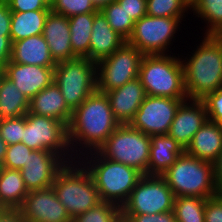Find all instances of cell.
<instances>
[{"mask_svg": "<svg viewBox=\"0 0 222 222\" xmlns=\"http://www.w3.org/2000/svg\"><path fill=\"white\" fill-rule=\"evenodd\" d=\"M29 113L54 118L67 127L72 110L66 104L61 90L53 81L29 101Z\"/></svg>", "mask_w": 222, "mask_h": 222, "instance_id": "21", "label": "cell"}, {"mask_svg": "<svg viewBox=\"0 0 222 222\" xmlns=\"http://www.w3.org/2000/svg\"><path fill=\"white\" fill-rule=\"evenodd\" d=\"M42 35L56 63L78 58L71 48L68 17L50 11L46 17Z\"/></svg>", "mask_w": 222, "mask_h": 222, "instance_id": "19", "label": "cell"}, {"mask_svg": "<svg viewBox=\"0 0 222 222\" xmlns=\"http://www.w3.org/2000/svg\"><path fill=\"white\" fill-rule=\"evenodd\" d=\"M71 222H122L121 208L101 201L90 210L72 218Z\"/></svg>", "mask_w": 222, "mask_h": 222, "instance_id": "33", "label": "cell"}, {"mask_svg": "<svg viewBox=\"0 0 222 222\" xmlns=\"http://www.w3.org/2000/svg\"><path fill=\"white\" fill-rule=\"evenodd\" d=\"M120 123L115 119L105 93L95 91L76 109L68 125V141L73 156L97 151Z\"/></svg>", "mask_w": 222, "mask_h": 222, "instance_id": "1", "label": "cell"}, {"mask_svg": "<svg viewBox=\"0 0 222 222\" xmlns=\"http://www.w3.org/2000/svg\"><path fill=\"white\" fill-rule=\"evenodd\" d=\"M195 39H200L199 43L189 45L193 50L180 57L188 99L202 100L222 87V36L200 35Z\"/></svg>", "mask_w": 222, "mask_h": 222, "instance_id": "2", "label": "cell"}, {"mask_svg": "<svg viewBox=\"0 0 222 222\" xmlns=\"http://www.w3.org/2000/svg\"><path fill=\"white\" fill-rule=\"evenodd\" d=\"M186 19L145 15L135 22L132 34L126 42L143 55L172 54V50L178 47L172 48L173 43L178 42L179 33L187 29L182 27L185 24L183 21L187 22Z\"/></svg>", "mask_w": 222, "mask_h": 222, "instance_id": "7", "label": "cell"}, {"mask_svg": "<svg viewBox=\"0 0 222 222\" xmlns=\"http://www.w3.org/2000/svg\"><path fill=\"white\" fill-rule=\"evenodd\" d=\"M12 11L7 4L0 9V34H10Z\"/></svg>", "mask_w": 222, "mask_h": 222, "instance_id": "44", "label": "cell"}, {"mask_svg": "<svg viewBox=\"0 0 222 222\" xmlns=\"http://www.w3.org/2000/svg\"><path fill=\"white\" fill-rule=\"evenodd\" d=\"M138 78L144 86L146 95L188 99L184 68L179 53L144 55Z\"/></svg>", "mask_w": 222, "mask_h": 222, "instance_id": "4", "label": "cell"}, {"mask_svg": "<svg viewBox=\"0 0 222 222\" xmlns=\"http://www.w3.org/2000/svg\"><path fill=\"white\" fill-rule=\"evenodd\" d=\"M25 128V115L0 120V135L7 145L20 143Z\"/></svg>", "mask_w": 222, "mask_h": 222, "instance_id": "36", "label": "cell"}, {"mask_svg": "<svg viewBox=\"0 0 222 222\" xmlns=\"http://www.w3.org/2000/svg\"><path fill=\"white\" fill-rule=\"evenodd\" d=\"M7 146H8L7 143L1 138V135H0V163L1 164L5 158Z\"/></svg>", "mask_w": 222, "mask_h": 222, "instance_id": "47", "label": "cell"}, {"mask_svg": "<svg viewBox=\"0 0 222 222\" xmlns=\"http://www.w3.org/2000/svg\"><path fill=\"white\" fill-rule=\"evenodd\" d=\"M190 15L195 18L194 21L199 19L203 24L199 27L201 35L222 34V0H197L190 8Z\"/></svg>", "mask_w": 222, "mask_h": 222, "instance_id": "29", "label": "cell"}, {"mask_svg": "<svg viewBox=\"0 0 222 222\" xmlns=\"http://www.w3.org/2000/svg\"><path fill=\"white\" fill-rule=\"evenodd\" d=\"M175 196L159 175H143L125 204L121 215L157 214L173 211Z\"/></svg>", "mask_w": 222, "mask_h": 222, "instance_id": "11", "label": "cell"}, {"mask_svg": "<svg viewBox=\"0 0 222 222\" xmlns=\"http://www.w3.org/2000/svg\"><path fill=\"white\" fill-rule=\"evenodd\" d=\"M54 82L73 111L97 90L96 63L88 58L58 62L54 68Z\"/></svg>", "mask_w": 222, "mask_h": 222, "instance_id": "9", "label": "cell"}, {"mask_svg": "<svg viewBox=\"0 0 222 222\" xmlns=\"http://www.w3.org/2000/svg\"><path fill=\"white\" fill-rule=\"evenodd\" d=\"M150 136L134 129L130 124H120L97 152L104 158L133 167L148 175Z\"/></svg>", "mask_w": 222, "mask_h": 222, "instance_id": "8", "label": "cell"}, {"mask_svg": "<svg viewBox=\"0 0 222 222\" xmlns=\"http://www.w3.org/2000/svg\"><path fill=\"white\" fill-rule=\"evenodd\" d=\"M147 15L154 17L188 18L190 7L184 0H147Z\"/></svg>", "mask_w": 222, "mask_h": 222, "instance_id": "32", "label": "cell"}, {"mask_svg": "<svg viewBox=\"0 0 222 222\" xmlns=\"http://www.w3.org/2000/svg\"><path fill=\"white\" fill-rule=\"evenodd\" d=\"M125 12L136 22L147 15V0H116Z\"/></svg>", "mask_w": 222, "mask_h": 222, "instance_id": "41", "label": "cell"}, {"mask_svg": "<svg viewBox=\"0 0 222 222\" xmlns=\"http://www.w3.org/2000/svg\"><path fill=\"white\" fill-rule=\"evenodd\" d=\"M45 1L51 7L56 0H45Z\"/></svg>", "mask_w": 222, "mask_h": 222, "instance_id": "50", "label": "cell"}, {"mask_svg": "<svg viewBox=\"0 0 222 222\" xmlns=\"http://www.w3.org/2000/svg\"><path fill=\"white\" fill-rule=\"evenodd\" d=\"M116 0H91L93 6L97 11H101L105 6L113 3Z\"/></svg>", "mask_w": 222, "mask_h": 222, "instance_id": "46", "label": "cell"}, {"mask_svg": "<svg viewBox=\"0 0 222 222\" xmlns=\"http://www.w3.org/2000/svg\"><path fill=\"white\" fill-rule=\"evenodd\" d=\"M29 100L3 72L0 76V120L27 114Z\"/></svg>", "mask_w": 222, "mask_h": 222, "instance_id": "25", "label": "cell"}, {"mask_svg": "<svg viewBox=\"0 0 222 222\" xmlns=\"http://www.w3.org/2000/svg\"><path fill=\"white\" fill-rule=\"evenodd\" d=\"M148 175L161 176L185 150L168 134L150 136Z\"/></svg>", "mask_w": 222, "mask_h": 222, "instance_id": "24", "label": "cell"}, {"mask_svg": "<svg viewBox=\"0 0 222 222\" xmlns=\"http://www.w3.org/2000/svg\"><path fill=\"white\" fill-rule=\"evenodd\" d=\"M184 2L191 8L197 0H184Z\"/></svg>", "mask_w": 222, "mask_h": 222, "instance_id": "48", "label": "cell"}, {"mask_svg": "<svg viewBox=\"0 0 222 222\" xmlns=\"http://www.w3.org/2000/svg\"><path fill=\"white\" fill-rule=\"evenodd\" d=\"M122 222H177L173 211L157 214L121 215Z\"/></svg>", "mask_w": 222, "mask_h": 222, "instance_id": "38", "label": "cell"}, {"mask_svg": "<svg viewBox=\"0 0 222 222\" xmlns=\"http://www.w3.org/2000/svg\"><path fill=\"white\" fill-rule=\"evenodd\" d=\"M54 68L55 67L17 64L9 61L5 66L3 74L9 78L30 101L36 94L54 81Z\"/></svg>", "mask_w": 222, "mask_h": 222, "instance_id": "17", "label": "cell"}, {"mask_svg": "<svg viewBox=\"0 0 222 222\" xmlns=\"http://www.w3.org/2000/svg\"><path fill=\"white\" fill-rule=\"evenodd\" d=\"M222 151V126L207 121L195 133L185 152L200 160L214 163Z\"/></svg>", "mask_w": 222, "mask_h": 222, "instance_id": "22", "label": "cell"}, {"mask_svg": "<svg viewBox=\"0 0 222 222\" xmlns=\"http://www.w3.org/2000/svg\"><path fill=\"white\" fill-rule=\"evenodd\" d=\"M0 222H27L20 208H2Z\"/></svg>", "mask_w": 222, "mask_h": 222, "instance_id": "43", "label": "cell"}, {"mask_svg": "<svg viewBox=\"0 0 222 222\" xmlns=\"http://www.w3.org/2000/svg\"><path fill=\"white\" fill-rule=\"evenodd\" d=\"M66 163L60 155L52 151L33 150L20 170L28 191L51 187Z\"/></svg>", "mask_w": 222, "mask_h": 222, "instance_id": "14", "label": "cell"}, {"mask_svg": "<svg viewBox=\"0 0 222 222\" xmlns=\"http://www.w3.org/2000/svg\"><path fill=\"white\" fill-rule=\"evenodd\" d=\"M126 40L112 29L101 11L94 15L89 60L97 63L119 49Z\"/></svg>", "mask_w": 222, "mask_h": 222, "instance_id": "20", "label": "cell"}, {"mask_svg": "<svg viewBox=\"0 0 222 222\" xmlns=\"http://www.w3.org/2000/svg\"><path fill=\"white\" fill-rule=\"evenodd\" d=\"M205 198L175 197L173 212L177 222H205Z\"/></svg>", "mask_w": 222, "mask_h": 222, "instance_id": "30", "label": "cell"}, {"mask_svg": "<svg viewBox=\"0 0 222 222\" xmlns=\"http://www.w3.org/2000/svg\"><path fill=\"white\" fill-rule=\"evenodd\" d=\"M51 10L12 12L10 25L11 42L34 35H41L47 15Z\"/></svg>", "mask_w": 222, "mask_h": 222, "instance_id": "27", "label": "cell"}, {"mask_svg": "<svg viewBox=\"0 0 222 222\" xmlns=\"http://www.w3.org/2000/svg\"><path fill=\"white\" fill-rule=\"evenodd\" d=\"M27 222H71L53 187L29 191L20 207Z\"/></svg>", "mask_w": 222, "mask_h": 222, "instance_id": "15", "label": "cell"}, {"mask_svg": "<svg viewBox=\"0 0 222 222\" xmlns=\"http://www.w3.org/2000/svg\"><path fill=\"white\" fill-rule=\"evenodd\" d=\"M105 94L110 102L113 115L120 124H129L132 121L147 96L138 77Z\"/></svg>", "mask_w": 222, "mask_h": 222, "instance_id": "18", "label": "cell"}, {"mask_svg": "<svg viewBox=\"0 0 222 222\" xmlns=\"http://www.w3.org/2000/svg\"><path fill=\"white\" fill-rule=\"evenodd\" d=\"M101 12L112 29L127 41L132 34L135 21L125 12L123 7L114 1L105 6Z\"/></svg>", "mask_w": 222, "mask_h": 222, "instance_id": "31", "label": "cell"}, {"mask_svg": "<svg viewBox=\"0 0 222 222\" xmlns=\"http://www.w3.org/2000/svg\"><path fill=\"white\" fill-rule=\"evenodd\" d=\"M21 142L32 150L52 151L67 163L77 160L69 146L68 127L51 117L27 112Z\"/></svg>", "mask_w": 222, "mask_h": 222, "instance_id": "10", "label": "cell"}, {"mask_svg": "<svg viewBox=\"0 0 222 222\" xmlns=\"http://www.w3.org/2000/svg\"><path fill=\"white\" fill-rule=\"evenodd\" d=\"M12 42L10 34H0V72H3L6 64L10 61Z\"/></svg>", "mask_w": 222, "mask_h": 222, "instance_id": "42", "label": "cell"}, {"mask_svg": "<svg viewBox=\"0 0 222 222\" xmlns=\"http://www.w3.org/2000/svg\"><path fill=\"white\" fill-rule=\"evenodd\" d=\"M28 193L20 170L2 167L0 172V205L3 208H20Z\"/></svg>", "mask_w": 222, "mask_h": 222, "instance_id": "26", "label": "cell"}, {"mask_svg": "<svg viewBox=\"0 0 222 222\" xmlns=\"http://www.w3.org/2000/svg\"><path fill=\"white\" fill-rule=\"evenodd\" d=\"M32 151V149L22 142L8 145L2 167L11 170H21L24 164L27 163L29 154H31Z\"/></svg>", "mask_w": 222, "mask_h": 222, "instance_id": "35", "label": "cell"}, {"mask_svg": "<svg viewBox=\"0 0 222 222\" xmlns=\"http://www.w3.org/2000/svg\"><path fill=\"white\" fill-rule=\"evenodd\" d=\"M12 12L51 10L45 0H7Z\"/></svg>", "mask_w": 222, "mask_h": 222, "instance_id": "39", "label": "cell"}, {"mask_svg": "<svg viewBox=\"0 0 222 222\" xmlns=\"http://www.w3.org/2000/svg\"><path fill=\"white\" fill-rule=\"evenodd\" d=\"M96 13L77 14L68 18L71 48L78 58L89 59L90 37Z\"/></svg>", "mask_w": 222, "mask_h": 222, "instance_id": "28", "label": "cell"}, {"mask_svg": "<svg viewBox=\"0 0 222 222\" xmlns=\"http://www.w3.org/2000/svg\"><path fill=\"white\" fill-rule=\"evenodd\" d=\"M7 5V0H0V9L4 8Z\"/></svg>", "mask_w": 222, "mask_h": 222, "instance_id": "49", "label": "cell"}, {"mask_svg": "<svg viewBox=\"0 0 222 222\" xmlns=\"http://www.w3.org/2000/svg\"><path fill=\"white\" fill-rule=\"evenodd\" d=\"M89 171L101 201L122 207L143 174L137 169L102 157L97 151L78 159Z\"/></svg>", "mask_w": 222, "mask_h": 222, "instance_id": "3", "label": "cell"}, {"mask_svg": "<svg viewBox=\"0 0 222 222\" xmlns=\"http://www.w3.org/2000/svg\"><path fill=\"white\" fill-rule=\"evenodd\" d=\"M202 101L206 107L208 120L222 126V87L208 94Z\"/></svg>", "mask_w": 222, "mask_h": 222, "instance_id": "37", "label": "cell"}, {"mask_svg": "<svg viewBox=\"0 0 222 222\" xmlns=\"http://www.w3.org/2000/svg\"><path fill=\"white\" fill-rule=\"evenodd\" d=\"M187 99L147 95L129 123L146 135L168 134L180 104Z\"/></svg>", "mask_w": 222, "mask_h": 222, "instance_id": "13", "label": "cell"}, {"mask_svg": "<svg viewBox=\"0 0 222 222\" xmlns=\"http://www.w3.org/2000/svg\"><path fill=\"white\" fill-rule=\"evenodd\" d=\"M175 197L210 198L218 195L214 179V164L190 156L186 152L161 175Z\"/></svg>", "mask_w": 222, "mask_h": 222, "instance_id": "5", "label": "cell"}, {"mask_svg": "<svg viewBox=\"0 0 222 222\" xmlns=\"http://www.w3.org/2000/svg\"><path fill=\"white\" fill-rule=\"evenodd\" d=\"M10 61L43 67H55L57 64L52 58L49 46L42 34L12 42Z\"/></svg>", "mask_w": 222, "mask_h": 222, "instance_id": "23", "label": "cell"}, {"mask_svg": "<svg viewBox=\"0 0 222 222\" xmlns=\"http://www.w3.org/2000/svg\"><path fill=\"white\" fill-rule=\"evenodd\" d=\"M52 187L71 218L101 202L92 176L78 159L66 163L58 172Z\"/></svg>", "mask_w": 222, "mask_h": 222, "instance_id": "6", "label": "cell"}, {"mask_svg": "<svg viewBox=\"0 0 222 222\" xmlns=\"http://www.w3.org/2000/svg\"><path fill=\"white\" fill-rule=\"evenodd\" d=\"M207 119L206 107L202 100H184L177 109L168 135L186 150L195 133Z\"/></svg>", "mask_w": 222, "mask_h": 222, "instance_id": "16", "label": "cell"}, {"mask_svg": "<svg viewBox=\"0 0 222 222\" xmlns=\"http://www.w3.org/2000/svg\"><path fill=\"white\" fill-rule=\"evenodd\" d=\"M205 222H222V194L207 198Z\"/></svg>", "mask_w": 222, "mask_h": 222, "instance_id": "40", "label": "cell"}, {"mask_svg": "<svg viewBox=\"0 0 222 222\" xmlns=\"http://www.w3.org/2000/svg\"><path fill=\"white\" fill-rule=\"evenodd\" d=\"M214 164V179L219 194H222V151Z\"/></svg>", "mask_w": 222, "mask_h": 222, "instance_id": "45", "label": "cell"}, {"mask_svg": "<svg viewBox=\"0 0 222 222\" xmlns=\"http://www.w3.org/2000/svg\"><path fill=\"white\" fill-rule=\"evenodd\" d=\"M143 54L125 42L110 56L96 63L97 91L105 93L138 77Z\"/></svg>", "mask_w": 222, "mask_h": 222, "instance_id": "12", "label": "cell"}, {"mask_svg": "<svg viewBox=\"0 0 222 222\" xmlns=\"http://www.w3.org/2000/svg\"><path fill=\"white\" fill-rule=\"evenodd\" d=\"M51 11L68 18L77 14L98 12L91 0H56L51 6Z\"/></svg>", "mask_w": 222, "mask_h": 222, "instance_id": "34", "label": "cell"}]
</instances>
